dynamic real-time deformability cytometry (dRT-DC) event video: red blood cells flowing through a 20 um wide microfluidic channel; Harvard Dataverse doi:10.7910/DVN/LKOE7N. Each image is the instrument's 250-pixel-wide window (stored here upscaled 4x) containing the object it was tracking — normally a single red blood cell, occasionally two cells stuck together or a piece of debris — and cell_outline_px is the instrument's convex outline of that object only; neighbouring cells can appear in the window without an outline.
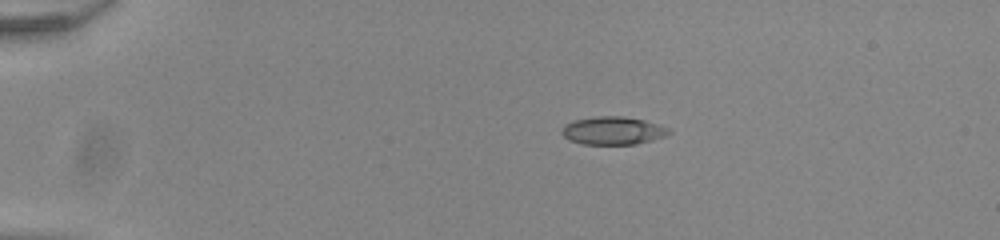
{"species": "common noctule bat (a hibernating species)", "species_latin": "Nyctalus noctula", "temperature_condition": "room temperature", "stored_images_in_passage": 43, "camera_frame_rate_fps": 3000, "um_per_image_px": 0.085, "animal": {"sex": "male", "body_mass_g": 20.0, "forearm_length_mm": 53.3}, "frame": {"image": 1, "passage_image": 1, "time_ms": 0.0, "image_size_px": [1000, 240], "cell_outline_px": [[672, 132], [664, 136], [652, 140], [636, 144], [580, 144], [568, 140], [560, 132], [564, 124], [576, 120], [596, 116], [620, 116], [644, 120], [668, 128]], "centroid_in_image_um": [52.06, 11.11], "position_along_channel_um": 32.9, "area_um2": 17.4}}
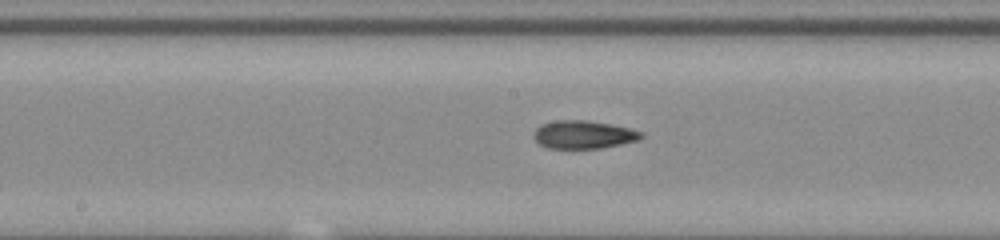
{"frame": {"image": 2, "passage_image": 19, "time_ms": 6.0, "image_size_px": [1000, 240], "cell_outline_px": [[644, 136], [636, 140], [620, 144], [600, 148], [548, 148], [540, 144], [532, 136], [532, 132], [540, 124], [556, 120], [588, 120], [612, 124], [644, 132]], "centroid_in_image_um": [49.56, 11.43], "position_along_channel_um": 198.6, "area_um2": 17.63}}
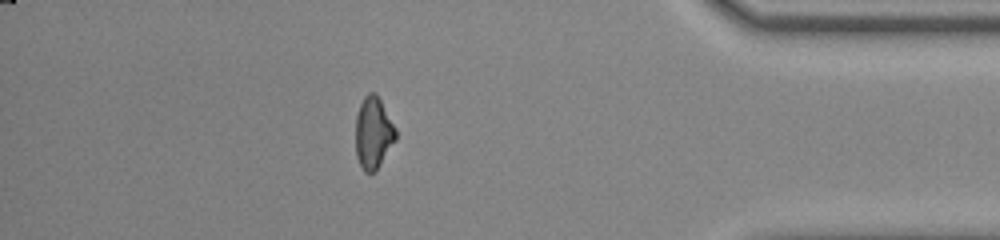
{"frame": {"image": 3, "passage_image": 37, "time_ms": 12.0, "image_size_px": [1000, 240], "cell_outline_px": [[396, 140], [380, 164], [372, 172], [364, 172], [356, 156], [356, 116], [360, 104], [364, 96], [368, 92], [376, 92], [396, 128]], "centroid_in_image_um": [31.73, 11.26], "position_along_channel_um": 403.5, "area_um2": 16.7}, "authors_computed_cell_mechanics": {"area_um2": 17.051, "velocity_mm_per_s": 3.9436, "shape_relaxation_time_tau1_ms": null, "shape_relaxation_time_tau2_ms": 3.2849, "deformation_change_tau1": null, "deformation_change_tau2": 0.105}}